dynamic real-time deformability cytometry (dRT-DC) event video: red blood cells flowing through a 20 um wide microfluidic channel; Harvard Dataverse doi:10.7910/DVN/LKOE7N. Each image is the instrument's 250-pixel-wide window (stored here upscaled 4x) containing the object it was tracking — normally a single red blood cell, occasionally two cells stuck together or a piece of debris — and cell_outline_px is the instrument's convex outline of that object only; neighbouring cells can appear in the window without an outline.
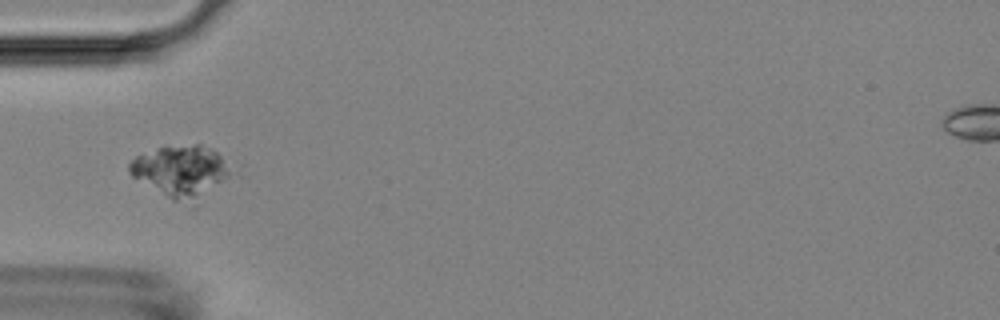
{"species": "Egyptian fruit bat (a non-hibernating species)", "species_latin": "Rousettus aegyptiacus", "temperature_condition": "room temperature", "stored_images_in_passage": 37, "camera_frame_rate_fps": 3000, "um_per_image_px": 0.085, "animal": {"sex": "female"}, "frame": {"image": 1, "passage_image": 1, "time_ms": 0.0, "image_size_px": [1000, 320], "cell_outline_px": [[244, 176], [196, 196], [176, 200], [172, 200], [132, 176], [128, 172], [128, 164], [136, 156], [160, 148], [192, 144], [200, 144], [212, 148], [244, 164]], "centroid_in_image_um": [15.74, 14.47], "position_along_channel_um": 69.3, "area_um2": 31.85}}
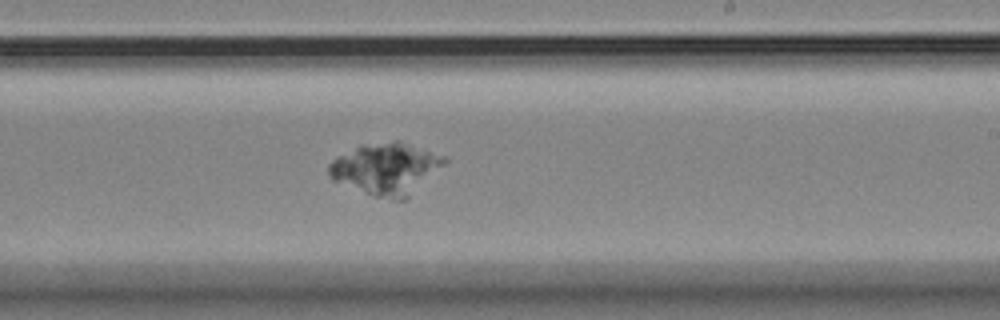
{"frame": {"image": 2, "passage_image": 16, "time_ms": 5.0, "image_size_px": [1000, 320], "cell_outline_px": [[448, 160], [444, 164], [404, 200], [392, 200], [372, 196], [332, 180], [328, 176], [328, 164], [336, 156], [360, 144], [392, 140], [400, 140], [448, 156]], "centroid_in_image_um": [32.78, 14.31], "position_along_channel_um": 256.2, "area_um2": 35.2}}
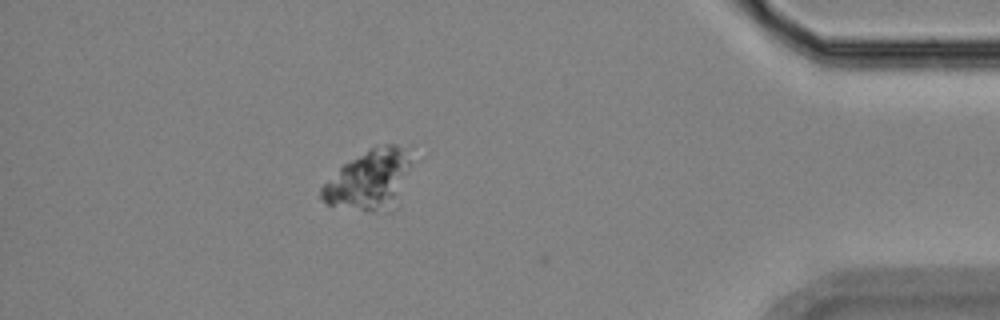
{"frame": {"image": 3, "passage_image": 31, "time_ms": 10.0, "image_size_px": [1000, 320], "cell_outline_px": [[408, 164], [396, 208], [392, 212], [372, 212], [328, 204], [320, 196], [320, 188], [340, 164], [368, 148], [384, 144], [396, 144], [400, 148], [408, 160]], "centroid_in_image_um": [31.3, 15.32], "position_along_channel_um": 403.9, "area_um2": 31.04}}